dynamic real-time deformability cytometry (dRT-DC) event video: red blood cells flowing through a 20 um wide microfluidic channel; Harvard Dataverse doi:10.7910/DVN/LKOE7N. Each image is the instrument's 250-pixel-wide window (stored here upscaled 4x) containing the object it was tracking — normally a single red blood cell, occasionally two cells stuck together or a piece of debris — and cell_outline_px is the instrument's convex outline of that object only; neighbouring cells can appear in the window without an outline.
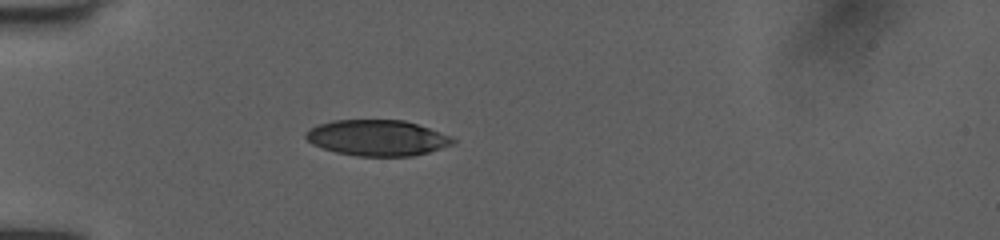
{"species": "human", "species_latin": "Homo sapiens", "temperature_condition": "room temperature", "stored_images_in_passage": 18, "camera_frame_rate_fps": 3000, "um_per_image_px": 0.085, "donor": {"sex": "female"}, "frame": {"image": 1, "passage_image": 1, "time_ms": 0.0, "image_size_px": [1000, 240], "cell_outline_px": [[456, 140], [452, 144], [428, 152], [412, 156], [356, 156], [336, 152], [312, 144], [304, 136], [304, 132], [320, 124], [336, 120], [404, 120], [452, 136]], "centroid_in_image_um": [32.06, 11.72], "position_along_channel_um": 52.9, "area_um2": 30.46}}
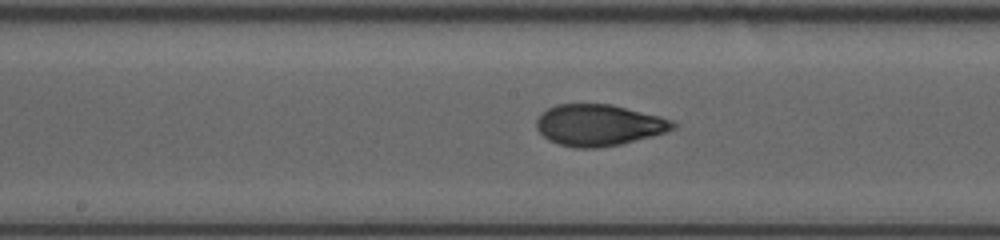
{"frame": {"image": 2, "passage_image": 11, "time_ms": 3.333, "image_size_px": [1000, 240], "cell_outline_px": [[676, 128], [664, 132], [620, 144], [596, 148], [576, 148], [560, 144], [548, 140], [536, 128], [536, 120], [548, 108], [556, 104], [612, 104], [660, 116], [672, 120], [676, 124]], "centroid_in_image_um": [50.89, 10.62], "position_along_channel_um": 197.3, "area_um2": 32.66}}
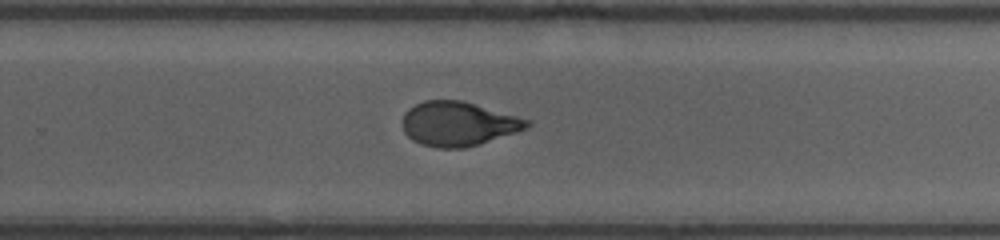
{"frame": {"image": 3, "passage_image": 16, "time_ms": 5.0, "image_size_px": [1000, 240], "cell_outline_px": [[532, 124], [528, 128], [516, 132], [464, 148], [436, 148], [420, 144], [412, 140], [404, 132], [404, 112], [408, 108], [424, 100], [460, 100], [532, 120]], "centroid_in_image_um": [38.95, 10.52], "position_along_channel_um": 290.8, "area_um2": 31.96}}